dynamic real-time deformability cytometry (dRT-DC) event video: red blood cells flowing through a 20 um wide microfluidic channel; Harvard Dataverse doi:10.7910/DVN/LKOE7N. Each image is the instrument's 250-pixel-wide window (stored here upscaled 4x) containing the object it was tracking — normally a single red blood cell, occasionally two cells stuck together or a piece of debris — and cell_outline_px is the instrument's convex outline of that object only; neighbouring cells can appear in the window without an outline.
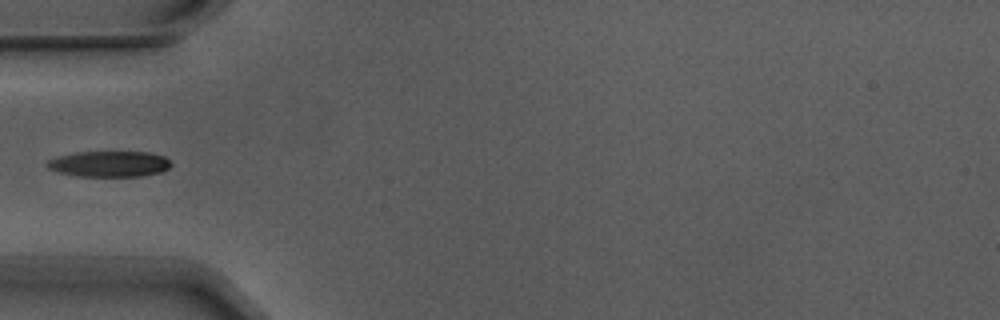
{"species": "Egyptian fruit bat (a non-hibernating species)", "species_latin": "Rousettus aegyptiacus", "temperature_condition": "warm", "stored_images_in_passage": 4, "camera_frame_rate_fps": 3000, "um_per_image_px": 0.085, "animal": {"sex": "male"}, "frame": {"image": 1, "passage_image": 4, "time_ms": 1.0, "image_size_px": [1000, 320], "cell_outline_px": [[172, 164], [168, 168], [160, 172], [140, 176], [76, 176], [56, 172], [48, 168], [44, 164], [48, 160], [56, 156], [76, 152], [148, 152], [164, 156]], "centroid_in_image_um": [9.23, 13.93], "position_along_channel_um": 75.8, "area_um2": 18.73}}